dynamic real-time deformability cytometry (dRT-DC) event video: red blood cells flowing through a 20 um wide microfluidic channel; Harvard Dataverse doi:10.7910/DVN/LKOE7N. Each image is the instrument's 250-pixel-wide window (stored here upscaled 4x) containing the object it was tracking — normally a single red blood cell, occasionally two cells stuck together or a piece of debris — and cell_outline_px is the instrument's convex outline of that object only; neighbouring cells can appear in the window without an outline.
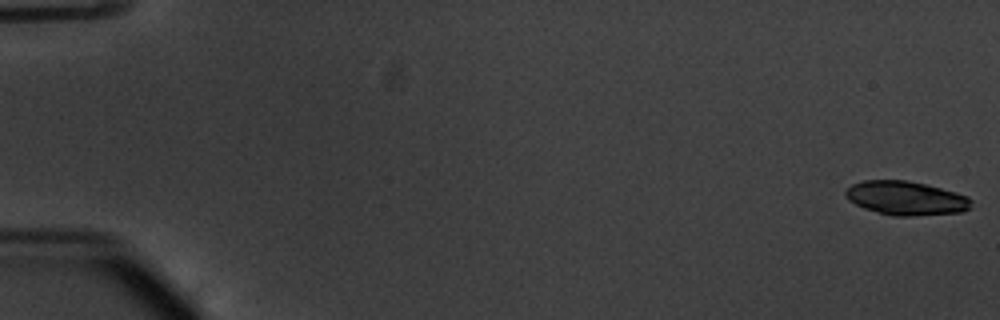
{"species": "common noctule bat (a hibernating species)", "species_latin": "Nyctalus noctula", "temperature_condition": "warm", "stored_images_in_passage": 11, "segment_of_instrument_passage": [2, 2], "camera_frame_rate_fps": 3000, "um_per_image_px": 0.085, "animal": {"sex": "male", "body_mass_g": 20.1, "forearm_length_mm": 53.5}, "frame": {"image": 1, "passage_image": 11, "time_ms": 3.333, "image_size_px": [1000, 320], "cell_outline_px": [[972, 200], [968, 208], [964, 212], [912, 216], [892, 216], [864, 208], [848, 200], [844, 196], [844, 192], [852, 184], [864, 180], [904, 180], [924, 184], [956, 192], [968, 196]], "centroid_in_image_um": [76.99, 16.85], "position_along_channel_um": 8.0, "area_um2": 24.8}}